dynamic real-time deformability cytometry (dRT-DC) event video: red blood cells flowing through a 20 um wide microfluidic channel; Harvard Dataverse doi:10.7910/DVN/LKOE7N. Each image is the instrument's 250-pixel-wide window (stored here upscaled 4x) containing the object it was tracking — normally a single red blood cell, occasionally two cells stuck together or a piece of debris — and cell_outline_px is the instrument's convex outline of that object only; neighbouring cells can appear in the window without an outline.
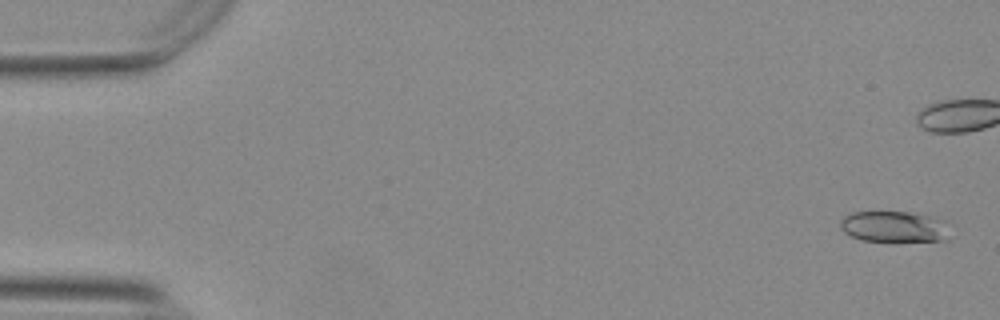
{"species": "Egyptian fruit bat (a non-hibernating species)", "species_latin": "Rousettus aegyptiacus", "temperature_condition": "warm", "stored_images_in_passage": 43, "camera_frame_rate_fps": 3000, "um_per_image_px": 0.085, "animal": {"sex": "female"}, "frame": {"image": 1, "passage_image": 1, "time_ms": 0.0, "image_size_px": [1000, 320], "cell_outline_px": [[948, 240], [896, 244], [860, 240], [844, 232], [840, 228], [840, 220], [844, 216], [852, 212], [904, 212], [928, 216], [944, 220]], "centroid_in_image_um": [75.96, 19.33], "position_along_channel_um": 9.0, "area_um2": 20.52}}
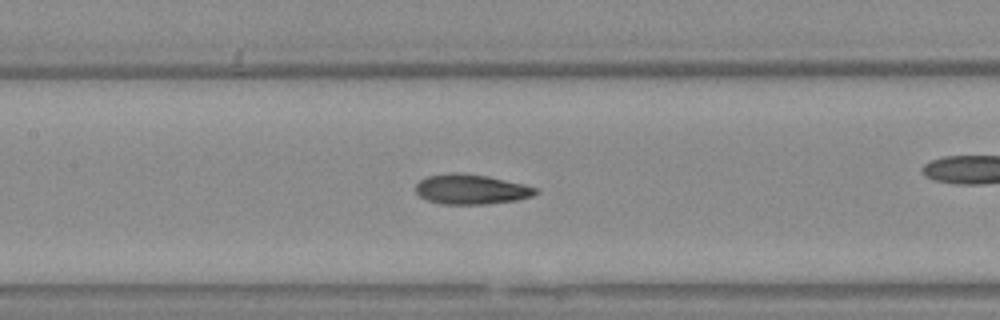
{"frame": {"image": 2, "passage_image": 25, "time_ms": 8.0, "image_size_px": [1000, 320], "cell_outline_px": [[540, 192], [532, 196], [516, 200], [488, 204], [440, 204], [428, 200], [420, 196], [416, 192], [416, 184], [420, 180], [428, 176], [452, 172], [488, 176], [536, 188]], "centroid_in_image_um": [40.02, 16.1], "position_along_channel_um": 167.4, "area_um2": 20.69}}
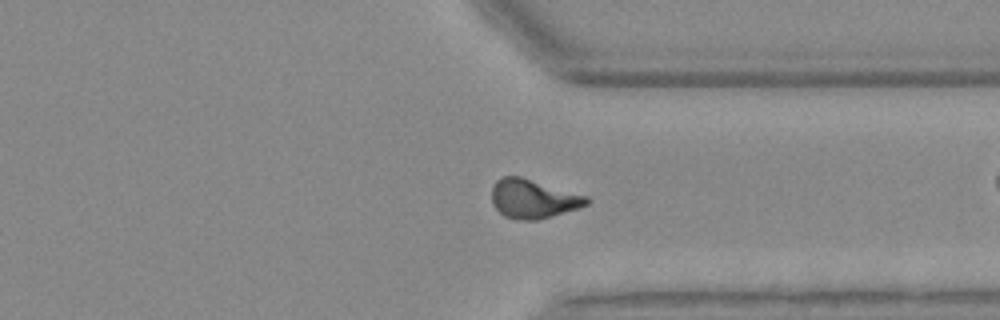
{"frame": {"image": 3, "passage_image": 41, "time_ms": 13.333, "image_size_px": [1000, 320], "cell_outline_px": [[588, 204], [576, 208], [536, 220], [520, 220], [504, 216], [492, 204], [492, 188], [496, 180], [504, 176], [520, 176], [588, 196]], "centroid_in_image_um": [45.28, 16.88], "position_along_channel_um": 366.1, "area_um2": 21.21}}